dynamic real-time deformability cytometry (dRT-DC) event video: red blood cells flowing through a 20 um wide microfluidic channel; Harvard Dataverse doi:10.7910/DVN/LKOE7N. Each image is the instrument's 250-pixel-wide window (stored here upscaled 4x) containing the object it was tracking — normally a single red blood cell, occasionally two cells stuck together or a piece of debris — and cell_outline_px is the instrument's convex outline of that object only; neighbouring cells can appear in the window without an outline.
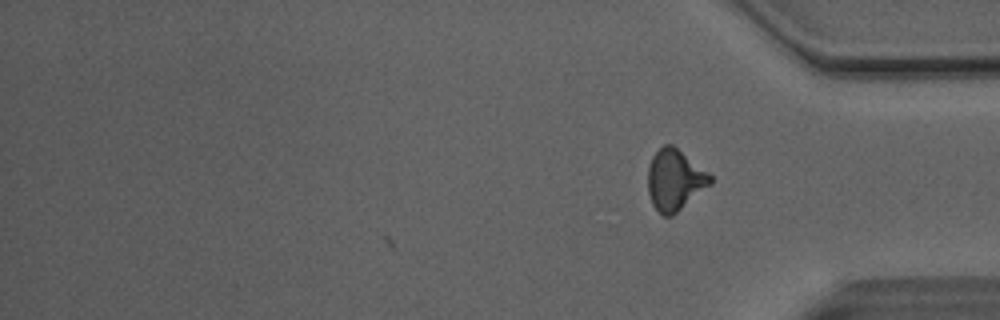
{"species": "Egyptian fruit bat (a non-hibernating species)", "species_latin": "Rousettus aegyptiacus", "temperature_condition": "room temperature", "stored_images_in_passage": 40, "camera_frame_rate_fps": 3000, "um_per_image_px": 0.085, "animal": {"sex": "male"}, "frame": {"image": 1, "passage_image": 40, "time_ms": 13.0, "image_size_px": [1000, 320], "cell_outline_px": [[712, 184], [672, 216], [664, 216], [652, 204], [648, 192], [648, 168], [652, 156], [664, 144], [672, 144], [712, 176]], "centroid_in_image_um": [57.35, 15.3], "position_along_channel_um": 377.8, "area_um2": 21.96}, "authors_computed_cell_mechanics": {"area_um2": 22.1663, "velocity_mm_per_s": 4.1298, "shape_relaxation_time_tau1_ms": 7.5665, "shape_relaxation_time_tau2_ms": 1.7263, "deformation_change_tau1": 0.203, "deformation_change_tau2": 0.096}}